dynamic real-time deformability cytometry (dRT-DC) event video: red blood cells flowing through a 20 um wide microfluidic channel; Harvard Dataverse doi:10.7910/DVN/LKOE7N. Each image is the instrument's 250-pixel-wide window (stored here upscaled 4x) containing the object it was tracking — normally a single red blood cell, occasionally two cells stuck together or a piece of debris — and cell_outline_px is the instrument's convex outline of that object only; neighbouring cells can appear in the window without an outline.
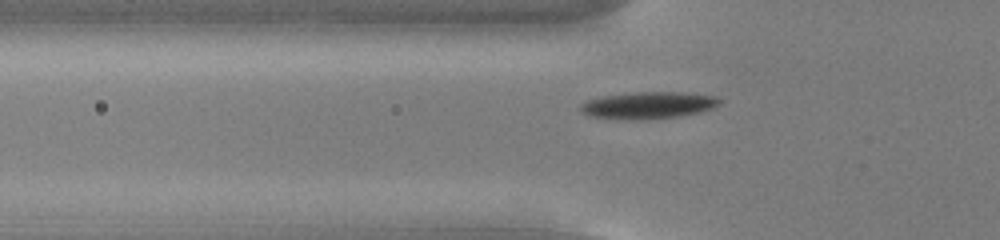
{"species": "common noctule bat (a hibernating species)", "species_latin": "Nyctalus noctula", "temperature_condition": "cold", "stored_images_in_passage": 50, "camera_frame_rate_fps": 3000, "um_per_image_px": 0.085, "animal": {"sex": "male", "body_mass_g": 13.0, "forearm_length_mm": 53.1}, "frame": {"image": 1, "passage_image": 14, "time_ms": 4.333, "image_size_px": [1000, 240], "cell_outline_px": [[724, 100], [720, 104], [712, 108], [700, 112], [676, 116], [636, 120], [588, 116], [580, 112], [580, 104], [588, 100], [604, 96], [636, 92], [680, 92], [716, 96]], "centroid_in_image_um": [55.11, 8.94], "position_along_channel_um": 70.7, "area_um2": 21.68}}
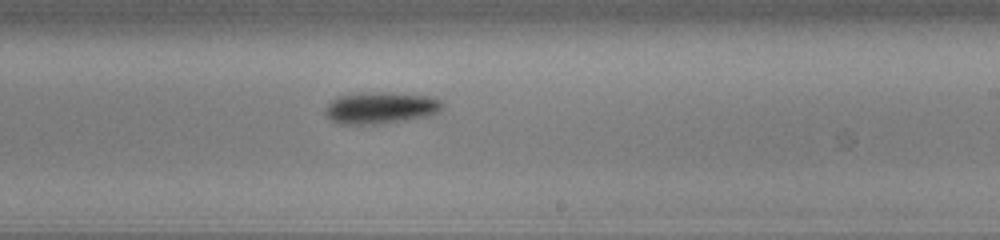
{"frame": {"image": 2, "passage_image": 29, "time_ms": 9.333, "image_size_px": [1000, 240], "cell_outline_px": [[444, 108], [440, 112], [432, 116], [380, 124], [340, 124], [324, 116], [324, 108], [336, 96], [360, 92], [388, 92], [432, 96], [444, 100]], "centroid_in_image_um": [32.4, 9.16], "position_along_channel_um": 256.6, "area_um2": 22.43}}
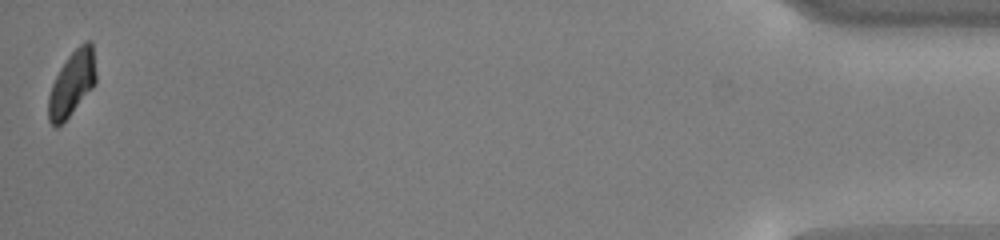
{"frame": {"image": 3, "passage_image": 50, "time_ms": 16.333, "image_size_px": [1000, 240], "cell_outline_px": [[96, 84], [68, 116], [56, 128], [48, 120], [48, 96], [52, 84], [60, 68], [68, 56], [84, 40], [92, 40], [96, 72]], "centroid_in_image_um": [6.13, 7.05], "position_along_channel_um": 429.1, "area_um2": 17.92}, "authors_computed_cell_mechanics": {"area_um2": 19.8543, "velocity_mm_per_s": 3.7462, "shape_relaxation_time_tau1_ms": 2.2676, "shape_relaxation_time_tau2_ms": null, "deformation_change_tau1": 0.1265, "deformation_change_tau2": null}}